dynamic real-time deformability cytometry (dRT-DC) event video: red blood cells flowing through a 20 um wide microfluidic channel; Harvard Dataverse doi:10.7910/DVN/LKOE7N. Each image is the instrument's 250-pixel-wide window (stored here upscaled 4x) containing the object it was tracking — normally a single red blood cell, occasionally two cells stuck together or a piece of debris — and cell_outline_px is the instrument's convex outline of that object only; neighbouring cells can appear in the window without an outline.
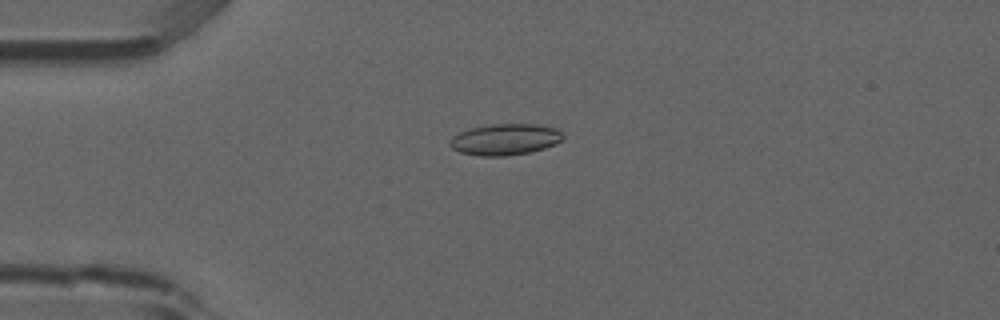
{"species": "common noctule bat (a hibernating species)", "species_latin": "Nyctalus noctula", "temperature_condition": "room temperature", "stored_images_in_passage": 2, "camera_frame_rate_fps": 3000, "um_per_image_px": 0.085, "animal": {"sex": "male", "forearm_length_mm": 52.5}, "frame": {"image": 1, "passage_image": 1, "time_ms": 0.0, "image_size_px": [1000, 320], "cell_outline_px": [[564, 140], [556, 144], [544, 148], [528, 152], [504, 156], [480, 156], [460, 152], [452, 148], [448, 144], [448, 140], [452, 136], [460, 132], [472, 128], [492, 124], [536, 124], [556, 128], [564, 136]], "centroid_in_image_um": [42.93, 11.85], "position_along_channel_um": 42.1, "area_um2": 20.63}}